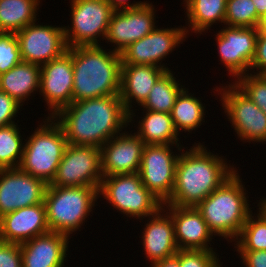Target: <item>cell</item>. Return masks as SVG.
I'll return each instance as SVG.
<instances>
[{
	"label": "cell",
	"instance_id": "1",
	"mask_svg": "<svg viewBox=\"0 0 266 267\" xmlns=\"http://www.w3.org/2000/svg\"><path fill=\"white\" fill-rule=\"evenodd\" d=\"M53 118L68 144L99 148L129 125V113L119 95L72 102Z\"/></svg>",
	"mask_w": 266,
	"mask_h": 267
},
{
	"label": "cell",
	"instance_id": "2",
	"mask_svg": "<svg viewBox=\"0 0 266 267\" xmlns=\"http://www.w3.org/2000/svg\"><path fill=\"white\" fill-rule=\"evenodd\" d=\"M192 146L180 152L174 188L163 205L196 207L237 170L203 143L194 142Z\"/></svg>",
	"mask_w": 266,
	"mask_h": 267
},
{
	"label": "cell",
	"instance_id": "3",
	"mask_svg": "<svg viewBox=\"0 0 266 267\" xmlns=\"http://www.w3.org/2000/svg\"><path fill=\"white\" fill-rule=\"evenodd\" d=\"M107 51L102 45L72 47L73 102L119 95L121 54Z\"/></svg>",
	"mask_w": 266,
	"mask_h": 267
},
{
	"label": "cell",
	"instance_id": "4",
	"mask_svg": "<svg viewBox=\"0 0 266 267\" xmlns=\"http://www.w3.org/2000/svg\"><path fill=\"white\" fill-rule=\"evenodd\" d=\"M238 172L236 170L196 206L214 236L231 243L237 239L253 211L249 208V196Z\"/></svg>",
	"mask_w": 266,
	"mask_h": 267
},
{
	"label": "cell",
	"instance_id": "5",
	"mask_svg": "<svg viewBox=\"0 0 266 267\" xmlns=\"http://www.w3.org/2000/svg\"><path fill=\"white\" fill-rule=\"evenodd\" d=\"M99 197V189L90 186L57 187L48 185L44 205L47 224L52 232L71 234L85 224L93 212Z\"/></svg>",
	"mask_w": 266,
	"mask_h": 267
},
{
	"label": "cell",
	"instance_id": "6",
	"mask_svg": "<svg viewBox=\"0 0 266 267\" xmlns=\"http://www.w3.org/2000/svg\"><path fill=\"white\" fill-rule=\"evenodd\" d=\"M45 118L25 139L19 168L50 184L56 175L68 142L61 126L54 118L49 116Z\"/></svg>",
	"mask_w": 266,
	"mask_h": 267
},
{
	"label": "cell",
	"instance_id": "7",
	"mask_svg": "<svg viewBox=\"0 0 266 267\" xmlns=\"http://www.w3.org/2000/svg\"><path fill=\"white\" fill-rule=\"evenodd\" d=\"M101 196L114 207L113 210L140 221L163 207V203L142 184L139 173L103 176L99 188Z\"/></svg>",
	"mask_w": 266,
	"mask_h": 267
},
{
	"label": "cell",
	"instance_id": "8",
	"mask_svg": "<svg viewBox=\"0 0 266 267\" xmlns=\"http://www.w3.org/2000/svg\"><path fill=\"white\" fill-rule=\"evenodd\" d=\"M222 85V86H221ZM213 88L220 95L223 113L239 140L249 143L266 142V114L246 96L234 82Z\"/></svg>",
	"mask_w": 266,
	"mask_h": 267
},
{
	"label": "cell",
	"instance_id": "9",
	"mask_svg": "<svg viewBox=\"0 0 266 267\" xmlns=\"http://www.w3.org/2000/svg\"><path fill=\"white\" fill-rule=\"evenodd\" d=\"M70 1L71 26L64 25L68 48L100 46V41L105 40L115 9L106 0Z\"/></svg>",
	"mask_w": 266,
	"mask_h": 267
},
{
	"label": "cell",
	"instance_id": "10",
	"mask_svg": "<svg viewBox=\"0 0 266 267\" xmlns=\"http://www.w3.org/2000/svg\"><path fill=\"white\" fill-rule=\"evenodd\" d=\"M173 148H177V151L179 150L177 154L173 151ZM183 148L186 149L188 147L167 144L144 146L138 173L142 184L163 204L172 194L176 166L180 151Z\"/></svg>",
	"mask_w": 266,
	"mask_h": 267
},
{
	"label": "cell",
	"instance_id": "11",
	"mask_svg": "<svg viewBox=\"0 0 266 267\" xmlns=\"http://www.w3.org/2000/svg\"><path fill=\"white\" fill-rule=\"evenodd\" d=\"M102 178L101 149L96 146L68 144L56 175L48 185L90 186L99 189Z\"/></svg>",
	"mask_w": 266,
	"mask_h": 267
},
{
	"label": "cell",
	"instance_id": "12",
	"mask_svg": "<svg viewBox=\"0 0 266 267\" xmlns=\"http://www.w3.org/2000/svg\"><path fill=\"white\" fill-rule=\"evenodd\" d=\"M188 38L185 27H157L145 37L130 44L122 53V65H154L166 71L164 61L169 54Z\"/></svg>",
	"mask_w": 266,
	"mask_h": 267
},
{
	"label": "cell",
	"instance_id": "13",
	"mask_svg": "<svg viewBox=\"0 0 266 267\" xmlns=\"http://www.w3.org/2000/svg\"><path fill=\"white\" fill-rule=\"evenodd\" d=\"M259 28L223 26L216 35L218 56L233 78L250 73Z\"/></svg>",
	"mask_w": 266,
	"mask_h": 267
},
{
	"label": "cell",
	"instance_id": "14",
	"mask_svg": "<svg viewBox=\"0 0 266 267\" xmlns=\"http://www.w3.org/2000/svg\"><path fill=\"white\" fill-rule=\"evenodd\" d=\"M149 2L139 7L114 11L105 37L106 43L113 45L111 51L121 54L130 44L157 27L156 9Z\"/></svg>",
	"mask_w": 266,
	"mask_h": 267
},
{
	"label": "cell",
	"instance_id": "15",
	"mask_svg": "<svg viewBox=\"0 0 266 267\" xmlns=\"http://www.w3.org/2000/svg\"><path fill=\"white\" fill-rule=\"evenodd\" d=\"M29 24L15 33L19 41L20 55L24 62L43 65L61 57L68 46L64 26L40 25L39 21Z\"/></svg>",
	"mask_w": 266,
	"mask_h": 267
},
{
	"label": "cell",
	"instance_id": "16",
	"mask_svg": "<svg viewBox=\"0 0 266 267\" xmlns=\"http://www.w3.org/2000/svg\"><path fill=\"white\" fill-rule=\"evenodd\" d=\"M48 184L20 168L0 169V217L43 203Z\"/></svg>",
	"mask_w": 266,
	"mask_h": 267
},
{
	"label": "cell",
	"instance_id": "17",
	"mask_svg": "<svg viewBox=\"0 0 266 267\" xmlns=\"http://www.w3.org/2000/svg\"><path fill=\"white\" fill-rule=\"evenodd\" d=\"M73 83L72 48L41 65L39 94L48 106L49 117L73 102Z\"/></svg>",
	"mask_w": 266,
	"mask_h": 267
},
{
	"label": "cell",
	"instance_id": "18",
	"mask_svg": "<svg viewBox=\"0 0 266 267\" xmlns=\"http://www.w3.org/2000/svg\"><path fill=\"white\" fill-rule=\"evenodd\" d=\"M144 141L126 129L101 146L102 175L113 176L138 173Z\"/></svg>",
	"mask_w": 266,
	"mask_h": 267
},
{
	"label": "cell",
	"instance_id": "19",
	"mask_svg": "<svg viewBox=\"0 0 266 267\" xmlns=\"http://www.w3.org/2000/svg\"><path fill=\"white\" fill-rule=\"evenodd\" d=\"M163 208L172 216L175 240L179 250L214 249L210 242L215 236L196 207L163 205Z\"/></svg>",
	"mask_w": 266,
	"mask_h": 267
},
{
	"label": "cell",
	"instance_id": "20",
	"mask_svg": "<svg viewBox=\"0 0 266 267\" xmlns=\"http://www.w3.org/2000/svg\"><path fill=\"white\" fill-rule=\"evenodd\" d=\"M50 231L44 202L0 217V241L22 244Z\"/></svg>",
	"mask_w": 266,
	"mask_h": 267
},
{
	"label": "cell",
	"instance_id": "21",
	"mask_svg": "<svg viewBox=\"0 0 266 267\" xmlns=\"http://www.w3.org/2000/svg\"><path fill=\"white\" fill-rule=\"evenodd\" d=\"M165 72V69L154 65H121L119 96L129 113V126L135 122L137 112V109H132L133 105L138 104L141 107L154 84Z\"/></svg>",
	"mask_w": 266,
	"mask_h": 267
},
{
	"label": "cell",
	"instance_id": "22",
	"mask_svg": "<svg viewBox=\"0 0 266 267\" xmlns=\"http://www.w3.org/2000/svg\"><path fill=\"white\" fill-rule=\"evenodd\" d=\"M147 219L141 240L145 258L153 267L157 262L174 256L179 249L175 240L172 216L163 207Z\"/></svg>",
	"mask_w": 266,
	"mask_h": 267
},
{
	"label": "cell",
	"instance_id": "23",
	"mask_svg": "<svg viewBox=\"0 0 266 267\" xmlns=\"http://www.w3.org/2000/svg\"><path fill=\"white\" fill-rule=\"evenodd\" d=\"M69 237L49 231L20 244L22 267H64Z\"/></svg>",
	"mask_w": 266,
	"mask_h": 267
},
{
	"label": "cell",
	"instance_id": "24",
	"mask_svg": "<svg viewBox=\"0 0 266 267\" xmlns=\"http://www.w3.org/2000/svg\"><path fill=\"white\" fill-rule=\"evenodd\" d=\"M41 65L21 61L8 72L0 75V90L20 105L40 90Z\"/></svg>",
	"mask_w": 266,
	"mask_h": 267
},
{
	"label": "cell",
	"instance_id": "25",
	"mask_svg": "<svg viewBox=\"0 0 266 267\" xmlns=\"http://www.w3.org/2000/svg\"><path fill=\"white\" fill-rule=\"evenodd\" d=\"M182 4L186 7L188 27H184L188 36L190 31L201 36L215 23L224 24L227 0H185Z\"/></svg>",
	"mask_w": 266,
	"mask_h": 267
},
{
	"label": "cell",
	"instance_id": "26",
	"mask_svg": "<svg viewBox=\"0 0 266 267\" xmlns=\"http://www.w3.org/2000/svg\"><path fill=\"white\" fill-rule=\"evenodd\" d=\"M143 117L137 123L135 133L145 145L167 144L181 145L179 134L176 132L171 115L165 112L143 110ZM145 113V114H144Z\"/></svg>",
	"mask_w": 266,
	"mask_h": 267
},
{
	"label": "cell",
	"instance_id": "27",
	"mask_svg": "<svg viewBox=\"0 0 266 267\" xmlns=\"http://www.w3.org/2000/svg\"><path fill=\"white\" fill-rule=\"evenodd\" d=\"M188 90L185 87L180 92L170 113L174 128L178 134H181V131L182 133L183 131L184 133H192V130H198L202 123L205 122L206 105L198 97H195L194 93H189Z\"/></svg>",
	"mask_w": 266,
	"mask_h": 267
},
{
	"label": "cell",
	"instance_id": "28",
	"mask_svg": "<svg viewBox=\"0 0 266 267\" xmlns=\"http://www.w3.org/2000/svg\"><path fill=\"white\" fill-rule=\"evenodd\" d=\"M41 0H0V31L16 33L37 21Z\"/></svg>",
	"mask_w": 266,
	"mask_h": 267
},
{
	"label": "cell",
	"instance_id": "29",
	"mask_svg": "<svg viewBox=\"0 0 266 267\" xmlns=\"http://www.w3.org/2000/svg\"><path fill=\"white\" fill-rule=\"evenodd\" d=\"M166 71L154 84L149 92L148 98L141 105L142 110H150L154 112L171 113L176 98L185 88L181 85L179 79L175 78V72Z\"/></svg>",
	"mask_w": 266,
	"mask_h": 267
},
{
	"label": "cell",
	"instance_id": "30",
	"mask_svg": "<svg viewBox=\"0 0 266 267\" xmlns=\"http://www.w3.org/2000/svg\"><path fill=\"white\" fill-rule=\"evenodd\" d=\"M248 216L242 230L234 241L235 251H266V216L257 209Z\"/></svg>",
	"mask_w": 266,
	"mask_h": 267
},
{
	"label": "cell",
	"instance_id": "31",
	"mask_svg": "<svg viewBox=\"0 0 266 267\" xmlns=\"http://www.w3.org/2000/svg\"><path fill=\"white\" fill-rule=\"evenodd\" d=\"M18 126L14 123L0 127V169L19 168L21 164L25 138Z\"/></svg>",
	"mask_w": 266,
	"mask_h": 267
},
{
	"label": "cell",
	"instance_id": "32",
	"mask_svg": "<svg viewBox=\"0 0 266 267\" xmlns=\"http://www.w3.org/2000/svg\"><path fill=\"white\" fill-rule=\"evenodd\" d=\"M260 22L252 0H227L224 25L258 28Z\"/></svg>",
	"mask_w": 266,
	"mask_h": 267
},
{
	"label": "cell",
	"instance_id": "33",
	"mask_svg": "<svg viewBox=\"0 0 266 267\" xmlns=\"http://www.w3.org/2000/svg\"><path fill=\"white\" fill-rule=\"evenodd\" d=\"M233 82L266 114V75L248 73Z\"/></svg>",
	"mask_w": 266,
	"mask_h": 267
},
{
	"label": "cell",
	"instance_id": "34",
	"mask_svg": "<svg viewBox=\"0 0 266 267\" xmlns=\"http://www.w3.org/2000/svg\"><path fill=\"white\" fill-rule=\"evenodd\" d=\"M22 61L15 33L0 31V75Z\"/></svg>",
	"mask_w": 266,
	"mask_h": 267
},
{
	"label": "cell",
	"instance_id": "35",
	"mask_svg": "<svg viewBox=\"0 0 266 267\" xmlns=\"http://www.w3.org/2000/svg\"><path fill=\"white\" fill-rule=\"evenodd\" d=\"M215 250H179V267H221Z\"/></svg>",
	"mask_w": 266,
	"mask_h": 267
},
{
	"label": "cell",
	"instance_id": "36",
	"mask_svg": "<svg viewBox=\"0 0 266 267\" xmlns=\"http://www.w3.org/2000/svg\"><path fill=\"white\" fill-rule=\"evenodd\" d=\"M22 107L15 99L0 90V127L14 124V120L17 117L16 114L19 113L18 111Z\"/></svg>",
	"mask_w": 266,
	"mask_h": 267
},
{
	"label": "cell",
	"instance_id": "37",
	"mask_svg": "<svg viewBox=\"0 0 266 267\" xmlns=\"http://www.w3.org/2000/svg\"><path fill=\"white\" fill-rule=\"evenodd\" d=\"M0 267H22L20 244L0 241Z\"/></svg>",
	"mask_w": 266,
	"mask_h": 267
},
{
	"label": "cell",
	"instance_id": "38",
	"mask_svg": "<svg viewBox=\"0 0 266 267\" xmlns=\"http://www.w3.org/2000/svg\"><path fill=\"white\" fill-rule=\"evenodd\" d=\"M255 70L256 72H254ZM250 73L266 75V33L260 30L256 39L255 55L251 63Z\"/></svg>",
	"mask_w": 266,
	"mask_h": 267
},
{
	"label": "cell",
	"instance_id": "39",
	"mask_svg": "<svg viewBox=\"0 0 266 267\" xmlns=\"http://www.w3.org/2000/svg\"><path fill=\"white\" fill-rule=\"evenodd\" d=\"M244 267H266V251H236Z\"/></svg>",
	"mask_w": 266,
	"mask_h": 267
},
{
	"label": "cell",
	"instance_id": "40",
	"mask_svg": "<svg viewBox=\"0 0 266 267\" xmlns=\"http://www.w3.org/2000/svg\"><path fill=\"white\" fill-rule=\"evenodd\" d=\"M115 10L135 8L144 5L147 1H133V3L128 2L129 0H106Z\"/></svg>",
	"mask_w": 266,
	"mask_h": 267
},
{
	"label": "cell",
	"instance_id": "41",
	"mask_svg": "<svg viewBox=\"0 0 266 267\" xmlns=\"http://www.w3.org/2000/svg\"><path fill=\"white\" fill-rule=\"evenodd\" d=\"M153 267H179V250L174 256L157 262Z\"/></svg>",
	"mask_w": 266,
	"mask_h": 267
},
{
	"label": "cell",
	"instance_id": "42",
	"mask_svg": "<svg viewBox=\"0 0 266 267\" xmlns=\"http://www.w3.org/2000/svg\"><path fill=\"white\" fill-rule=\"evenodd\" d=\"M257 11V15L262 18L266 14V0H252Z\"/></svg>",
	"mask_w": 266,
	"mask_h": 267
},
{
	"label": "cell",
	"instance_id": "43",
	"mask_svg": "<svg viewBox=\"0 0 266 267\" xmlns=\"http://www.w3.org/2000/svg\"><path fill=\"white\" fill-rule=\"evenodd\" d=\"M257 206L259 207L258 209L266 216V198H260Z\"/></svg>",
	"mask_w": 266,
	"mask_h": 267
},
{
	"label": "cell",
	"instance_id": "44",
	"mask_svg": "<svg viewBox=\"0 0 266 267\" xmlns=\"http://www.w3.org/2000/svg\"><path fill=\"white\" fill-rule=\"evenodd\" d=\"M258 28L261 32L266 33V14L261 18V22Z\"/></svg>",
	"mask_w": 266,
	"mask_h": 267
}]
</instances>
